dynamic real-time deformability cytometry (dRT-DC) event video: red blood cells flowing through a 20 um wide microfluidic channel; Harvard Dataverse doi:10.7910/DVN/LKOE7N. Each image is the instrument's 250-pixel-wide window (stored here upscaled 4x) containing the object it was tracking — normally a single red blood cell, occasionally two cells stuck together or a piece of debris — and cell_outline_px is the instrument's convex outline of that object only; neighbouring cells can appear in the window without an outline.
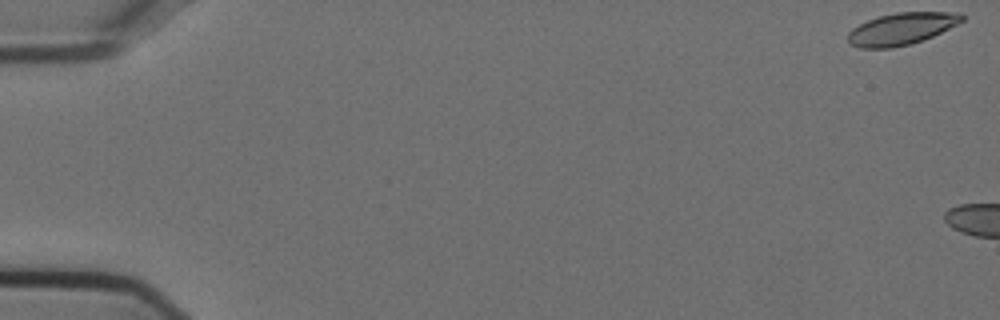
{"species": "Egyptian fruit bat (a non-hibernating species)", "species_latin": "Rousettus aegyptiacus", "temperature_condition": "cold", "stored_images_in_passage": 5, "camera_frame_rate_fps": 3000, "um_per_image_px": 0.085, "animal": {"sex": "female"}, "frame": {"image": 1, "passage_image": 1, "time_ms": 0.0, "image_size_px": [1000, 320], "cell_outline_px": [[964, 20], [932, 36], [908, 44], [892, 48], [860, 48], [852, 44], [848, 40], [848, 32], [852, 28], [868, 20], [880, 16], [896, 12], [960, 12], [964, 16]], "centroid_in_image_um": [76.62, 2.44], "position_along_channel_um": 8.4, "area_um2": 20.92}}